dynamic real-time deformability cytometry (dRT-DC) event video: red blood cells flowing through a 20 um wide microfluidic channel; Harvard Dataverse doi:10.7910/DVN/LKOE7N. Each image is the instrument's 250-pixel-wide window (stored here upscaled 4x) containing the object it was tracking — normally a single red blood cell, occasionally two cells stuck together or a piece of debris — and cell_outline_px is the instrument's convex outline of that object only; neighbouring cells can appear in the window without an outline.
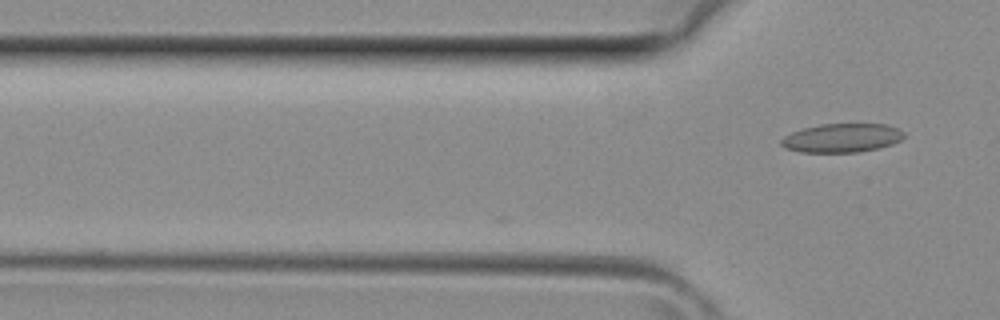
{"species": "common noctule bat (a hibernating species)", "species_latin": "Nyctalus noctula", "temperature_condition": "room temperature", "stored_images_in_passage": 6, "camera_frame_rate_fps": 3000, "um_per_image_px": 0.085, "animal": {"sex": "female", "body_mass_g": 29.2, "forearm_length_mm": 56.3}, "frame": {"image": 1, "passage_image": 6, "time_ms": 1.667, "image_size_px": [1000, 320], "cell_outline_px": [[904, 136], [900, 140], [892, 144], [880, 148], [856, 152], [800, 152], [784, 148], [780, 144], [780, 140], [784, 136], [792, 132], [804, 128], [820, 124], [884, 124], [896, 128], [904, 132]], "centroid_in_image_um": [71.53, 11.73], "position_along_channel_um": 54.3, "area_um2": 20.58}}